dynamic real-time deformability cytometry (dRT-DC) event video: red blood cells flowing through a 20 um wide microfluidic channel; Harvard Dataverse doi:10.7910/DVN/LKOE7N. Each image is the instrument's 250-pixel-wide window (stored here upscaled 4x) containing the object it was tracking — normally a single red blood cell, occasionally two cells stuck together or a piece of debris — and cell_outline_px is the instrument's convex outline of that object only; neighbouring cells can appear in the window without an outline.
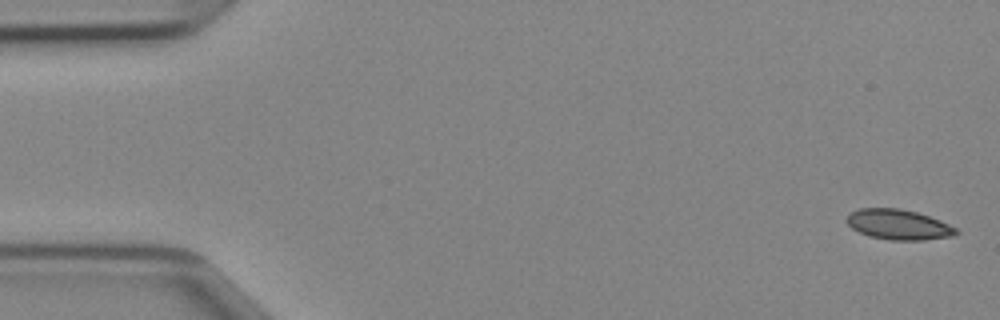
{"species": "Egyptian fruit bat (a non-hibernating species)", "species_latin": "Rousettus aegyptiacus", "temperature_condition": "cold", "stored_images_in_passage": 46, "camera_frame_rate_fps": 3000, "um_per_image_px": 0.085, "animal": {"sex": "female"}, "frame": {"image": 1, "passage_image": 1, "time_ms": 0.0, "image_size_px": [1000, 320], "cell_outline_px": [[960, 232], [952, 236], [924, 240], [892, 240], [872, 236], [860, 232], [852, 228], [844, 220], [852, 212], [860, 208], [900, 208], [916, 212], [940, 220], [956, 228]], "centroid_in_image_um": [76.38, 19.08], "position_along_channel_um": 8.6, "area_um2": 19.07}}
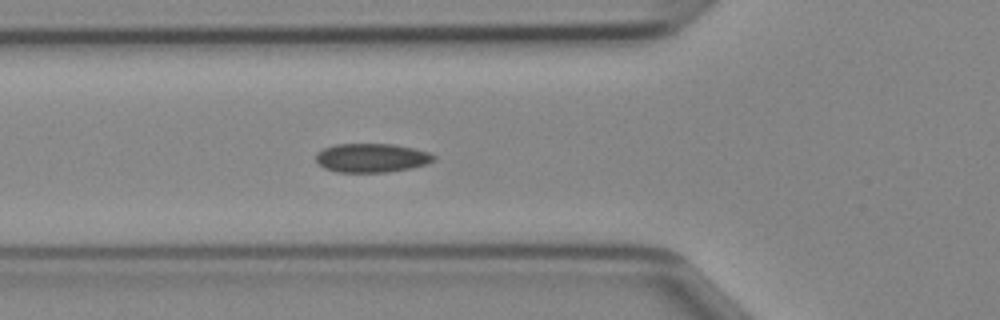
{"frame": {"image": 2, "passage_image": 16, "time_ms": 5.0, "image_size_px": [1000, 320], "cell_outline_px": [[436, 160], [428, 164], [412, 168], [388, 172], [340, 172], [324, 168], [316, 160], [316, 152], [324, 148], [336, 144], [392, 144], [416, 148], [428, 152], [436, 156]], "centroid_in_image_um": [31.64, 13.42], "position_along_channel_um": 94.2, "area_um2": 20.0}}
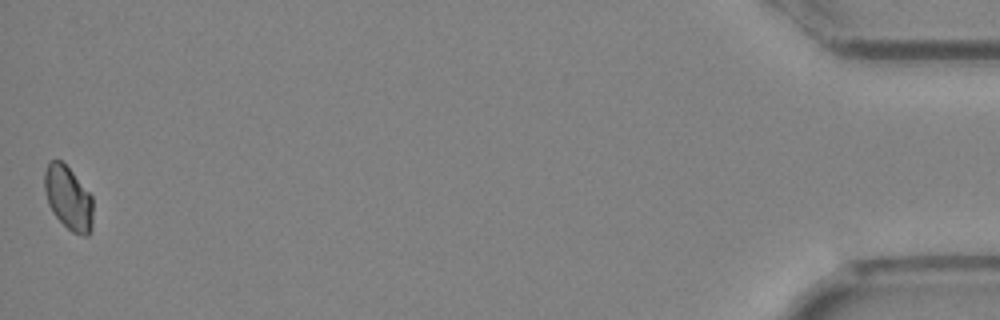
{"frame": {"image": 3, "passage_image": 46, "time_ms": 15.0, "image_size_px": [1000, 320], "cell_outline_px": [[92, 232], [88, 236], [84, 236], [72, 232], [52, 212], [48, 204], [44, 188], [44, 172], [48, 164], [52, 160], [60, 160], [72, 172], [92, 196]], "centroid_in_image_um": [5.81, 16.86], "position_along_channel_um": 429.4, "area_um2": 17.86}}